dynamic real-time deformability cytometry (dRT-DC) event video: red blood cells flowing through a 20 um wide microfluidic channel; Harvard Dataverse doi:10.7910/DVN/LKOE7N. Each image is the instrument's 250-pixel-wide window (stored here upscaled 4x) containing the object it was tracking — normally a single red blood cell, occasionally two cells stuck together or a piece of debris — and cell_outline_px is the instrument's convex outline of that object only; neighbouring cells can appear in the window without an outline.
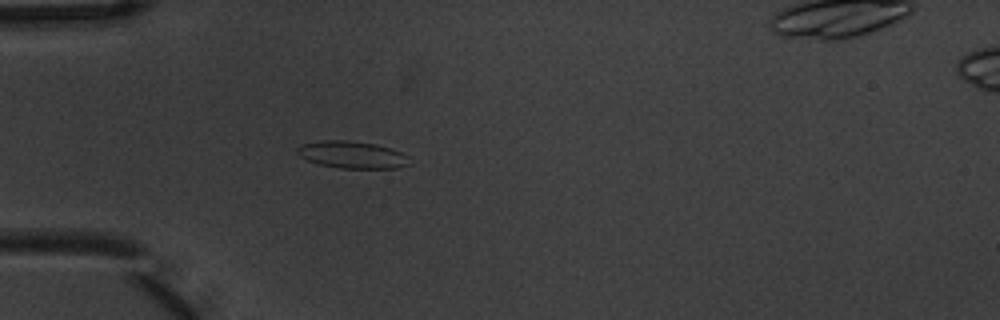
{"species": "common noctule bat (a hibernating species)", "species_latin": "Nyctalus noctula", "temperature_condition": "warm", "stored_images_in_passage": 5, "camera_frame_rate_fps": 3000, "um_per_image_px": 0.085, "animal": {"sex": "male", "body_mass_g": 20.1, "forearm_length_mm": 53.5}, "frame": {"image": 1, "passage_image": 4, "time_ms": 1.0, "image_size_px": [1000, 320], "cell_outline_px": [[412, 164], [396, 168], [340, 168], [316, 164], [300, 156], [296, 152], [296, 148], [304, 144], [324, 140], [348, 140], [376, 144], [392, 148], [408, 156]], "centroid_in_image_um": [29.96, 13.16], "position_along_channel_um": 55.0, "area_um2": 17.86}}